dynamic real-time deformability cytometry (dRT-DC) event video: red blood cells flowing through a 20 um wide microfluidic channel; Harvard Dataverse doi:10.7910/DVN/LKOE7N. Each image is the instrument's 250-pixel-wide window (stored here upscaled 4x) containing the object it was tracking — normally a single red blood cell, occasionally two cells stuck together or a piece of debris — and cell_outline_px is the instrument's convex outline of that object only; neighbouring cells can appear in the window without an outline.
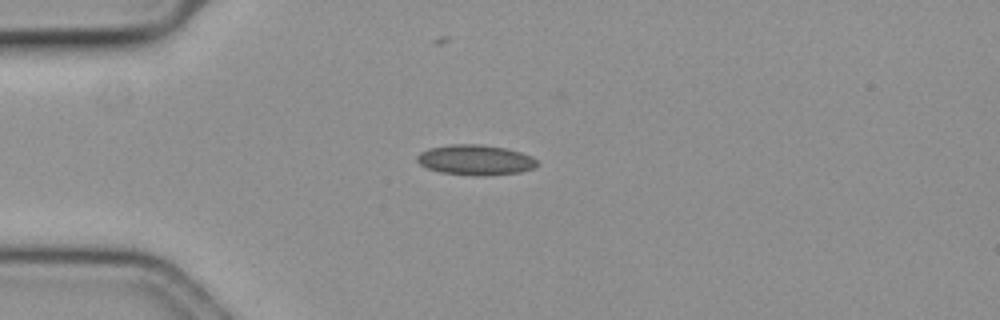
{"species": "common noctule bat (a hibernating species)", "species_latin": "Nyctalus noctula", "temperature_condition": "cold", "stored_images_in_passage": 44, "camera_frame_rate_fps": 3000, "um_per_image_px": 0.085, "animal": {"sex": "female", "body_mass_g": 19.3, "forearm_length_mm": 54.1}, "frame": {"image": 1, "passage_image": 7, "time_ms": 2.0, "image_size_px": [1000, 320], "cell_outline_px": [[540, 164], [536, 168], [520, 172], [484, 176], [472, 176], [440, 172], [428, 168], [420, 164], [416, 160], [416, 156], [420, 152], [428, 148], [448, 144], [484, 144], [508, 148], [532, 156]], "centroid_in_image_um": [40.43, 13.59], "position_along_channel_um": 44.6, "area_um2": 21.62}}
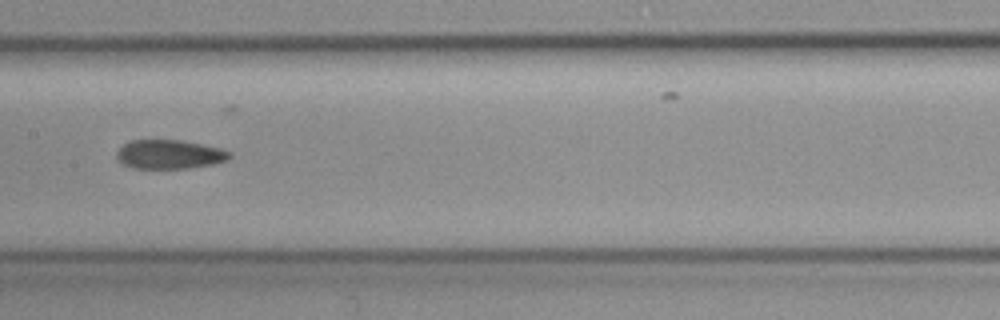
{"frame": {"image": 2, "passage_image": 21, "time_ms": 6.667, "image_size_px": [1000, 320], "cell_outline_px": [[232, 156], [228, 160], [212, 164], [188, 168], [132, 168], [124, 164], [116, 156], [116, 152], [124, 144], [132, 140], [180, 140], [220, 148], [232, 152]], "centroid_in_image_um": [14.43, 13.12], "position_along_channel_um": 193.0, "area_um2": 18.96}}
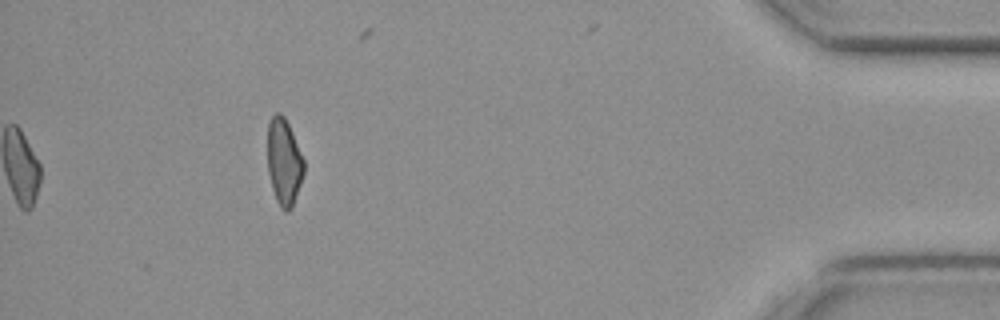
{"frame": {"image": 3, "passage_image": 44, "time_ms": 14.333, "image_size_px": [1000, 320], "cell_outline_px": [[304, 172], [292, 208], [288, 212], [284, 212], [280, 208], [276, 200], [272, 188], [268, 172], [268, 124], [272, 116], [276, 112], [280, 112], [284, 116], [288, 124], [304, 160]], "centroid_in_image_um": [24.13, 13.79], "position_along_channel_um": 411.1, "area_um2": 18.26}}